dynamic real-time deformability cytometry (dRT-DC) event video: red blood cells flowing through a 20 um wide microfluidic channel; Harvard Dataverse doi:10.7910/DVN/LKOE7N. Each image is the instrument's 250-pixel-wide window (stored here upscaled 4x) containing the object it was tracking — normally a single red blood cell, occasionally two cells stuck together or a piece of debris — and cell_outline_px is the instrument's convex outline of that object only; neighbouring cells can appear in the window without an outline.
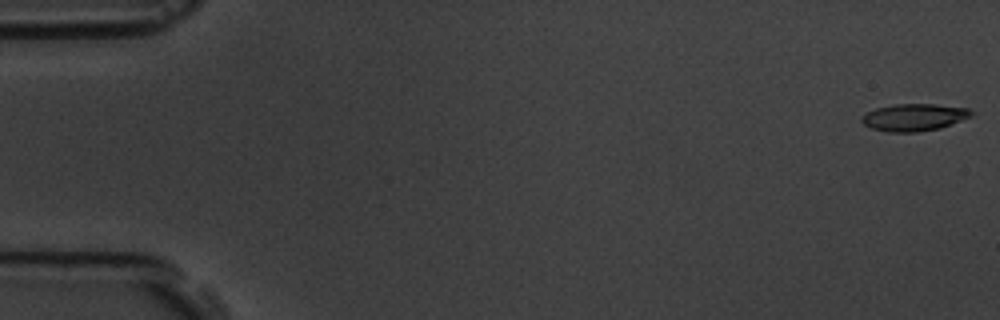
{"species": "common noctule bat (a hibernating species)", "species_latin": "Nyctalus noctula", "temperature_condition": "room temperature", "stored_images_in_passage": 56, "camera_frame_rate_fps": 3000, "um_per_image_px": 0.085, "animal": {"sex": "male", "body_mass_g": 19.5, "forearm_length_mm": 54.6}, "frame": {"image": 1, "passage_image": 1, "time_ms": 0.0, "image_size_px": [1000, 320], "cell_outline_px": [[972, 116], [940, 128], [916, 132], [888, 132], [872, 128], [864, 124], [860, 120], [860, 116], [876, 108], [896, 104], [936, 104], [968, 108], [972, 112]], "centroid_in_image_um": [77.68, 9.97], "position_along_channel_um": 7.3, "area_um2": 17.28}}
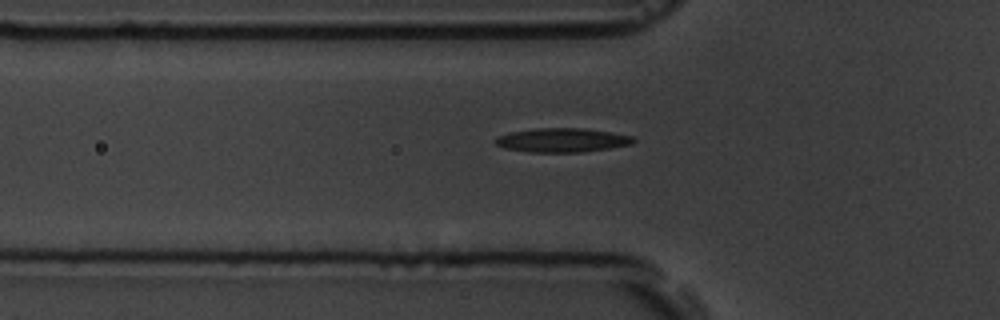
{"frame": {"image": 2, "passage_image": 19, "time_ms": 6.0, "image_size_px": [1000, 320], "cell_outline_px": [[636, 140], [632, 144], [584, 152], [528, 152], [504, 148], [496, 144], [492, 140], [508, 132], [536, 128], [584, 128], [612, 132], [632, 136]], "centroid_in_image_um": [47.77, 11.91], "position_along_channel_um": 78.0, "area_um2": 19.42}}
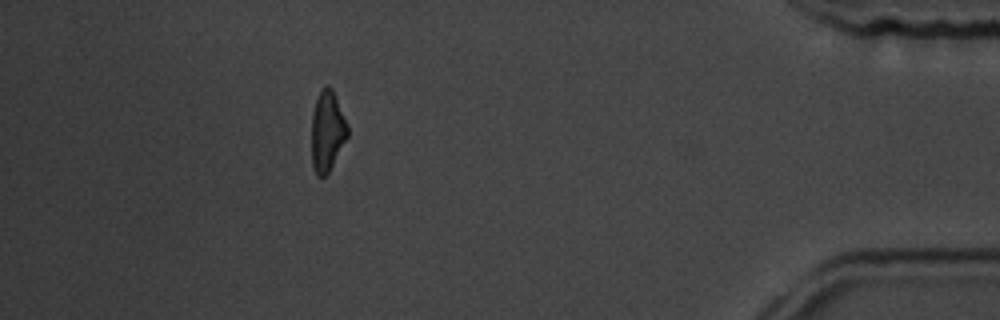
{"frame": {"image": 3, "passage_image": 50, "time_ms": 16.333, "image_size_px": [1000, 320], "cell_outline_px": [[348, 136], [328, 172], [324, 176], [316, 176], [312, 164], [312, 112], [316, 100], [320, 92], [328, 84], [332, 88], [336, 96], [348, 124]], "centroid_in_image_um": [27.82, 11.13], "position_along_channel_um": 407.4, "area_um2": 16.76}, "authors_computed_cell_mechanics": {"area_um2": 18.207, "velocity_mm_per_s": 3.6866, "shape_relaxation_time_tau1_ms": 6.238, "shape_relaxation_time_tau2_ms": 7.4088, "deformation_change_tau1": 0.1797, "deformation_change_tau2": 0.2051}}